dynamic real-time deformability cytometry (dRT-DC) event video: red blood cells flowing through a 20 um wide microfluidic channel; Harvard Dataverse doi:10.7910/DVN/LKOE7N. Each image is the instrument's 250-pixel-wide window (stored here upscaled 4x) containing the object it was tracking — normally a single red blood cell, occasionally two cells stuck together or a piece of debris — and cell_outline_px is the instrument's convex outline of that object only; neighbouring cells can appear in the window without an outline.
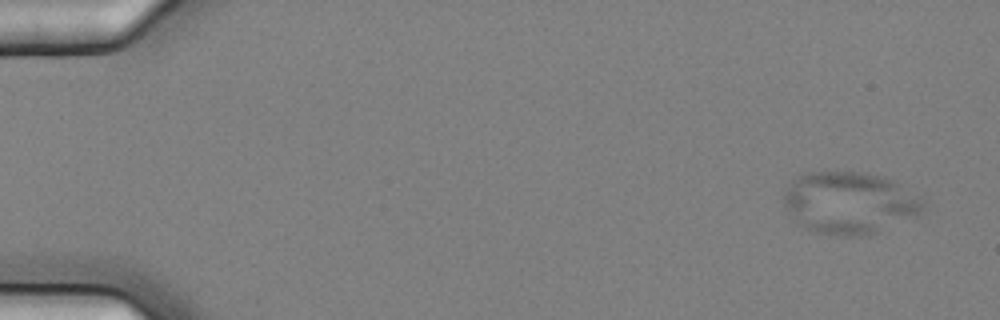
{"species": "common noctule bat (a hibernating species)", "species_latin": "Nyctalus noctula", "temperature_condition": "cold", "stored_images_in_passage": 3, "segment_of_instrument_passage": [2, 2], "camera_frame_rate_fps": 3000, "um_per_image_px": 0.085, "animal": {"sex": "female", "body_mass_g": 25.1}, "frame": {"image": 1, "passage_image": 3, "time_ms": 0.667, "image_size_px": [1000, 320], "cell_outline_px": [[924, 200], [920, 216], [868, 236], [844, 236], [816, 232], [796, 224], [784, 204], [784, 192], [800, 176], [812, 172], [868, 172], [884, 176], [900, 184], [920, 196]], "centroid_in_image_um": [72.27, 17.26], "position_along_channel_um": 12.7, "area_um2": 50.63}}